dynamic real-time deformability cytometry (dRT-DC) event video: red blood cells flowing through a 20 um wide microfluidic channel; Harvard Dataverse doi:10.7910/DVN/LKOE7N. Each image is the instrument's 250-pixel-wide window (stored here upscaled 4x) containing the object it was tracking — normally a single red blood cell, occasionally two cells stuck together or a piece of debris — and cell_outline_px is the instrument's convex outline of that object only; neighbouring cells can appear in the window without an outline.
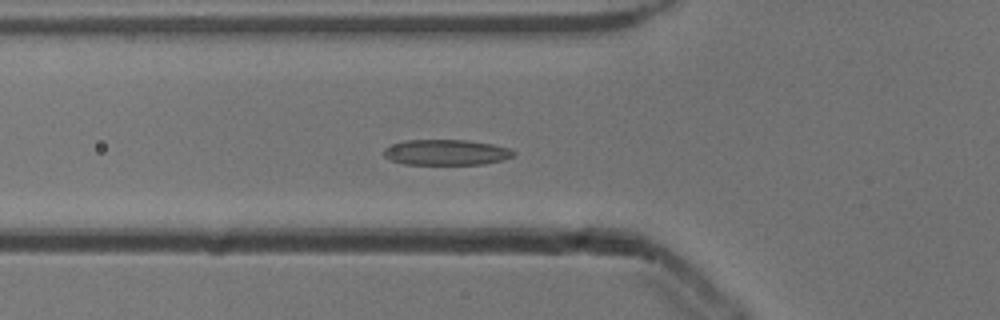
{"species": "common noctule bat (a hibernating species)", "species_latin": "Nyctalus noctula", "temperature_condition": "cold", "stored_images_in_passage": 54, "camera_frame_rate_fps": 3000, "um_per_image_px": 0.085, "animal": {"sex": "male", "body_mass_g": 13.3}, "frame": {"image": 1, "passage_image": 19, "time_ms": 6.0, "image_size_px": [1000, 320], "cell_outline_px": [[516, 156], [504, 160], [484, 164], [404, 164], [392, 160], [384, 156], [384, 148], [392, 144], [404, 140], [468, 140], [492, 144], [508, 148], [516, 152]], "centroid_in_image_um": [37.96, 12.95], "position_along_channel_um": 87.8, "area_um2": 19.42}}
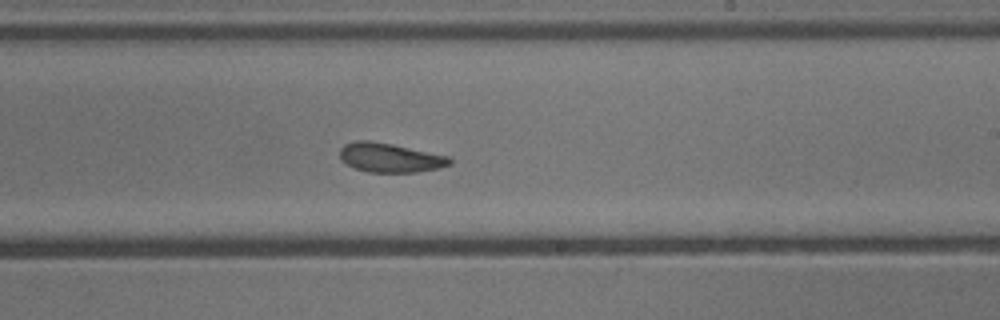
{"frame": {"image": 2, "passage_image": 32, "time_ms": 10.333, "image_size_px": [1000, 320], "cell_outline_px": [[452, 164], [440, 168], [416, 172], [368, 172], [356, 168], [340, 160], [340, 148], [344, 144], [356, 140], [368, 140], [392, 144], [448, 156], [452, 160]], "centroid_in_image_um": [33.15, 13.4], "position_along_channel_um": 255.9, "area_um2": 18.67}}
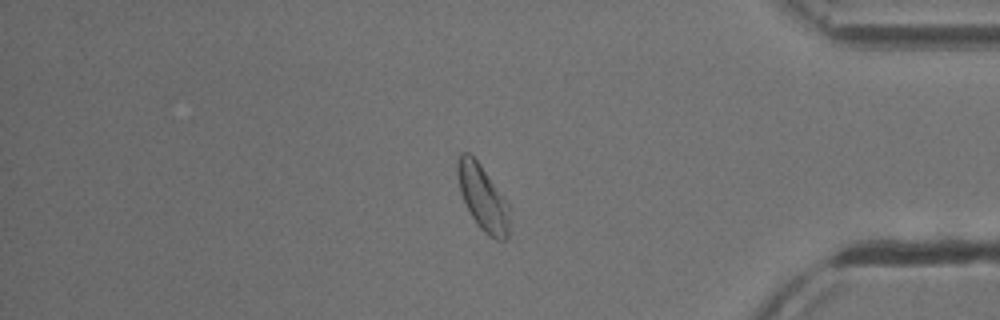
{"frame": {"image": 3, "passage_image": 45, "time_ms": 14.667, "image_size_px": [1000, 320], "cell_outline_px": [[508, 236], [504, 240], [496, 240], [484, 232], [476, 224], [460, 192], [456, 172], [456, 164], [460, 152], [468, 152], [480, 164], [508, 204]], "centroid_in_image_um": [41.0, 16.79], "position_along_channel_um": 394.2, "area_um2": 19.42}}